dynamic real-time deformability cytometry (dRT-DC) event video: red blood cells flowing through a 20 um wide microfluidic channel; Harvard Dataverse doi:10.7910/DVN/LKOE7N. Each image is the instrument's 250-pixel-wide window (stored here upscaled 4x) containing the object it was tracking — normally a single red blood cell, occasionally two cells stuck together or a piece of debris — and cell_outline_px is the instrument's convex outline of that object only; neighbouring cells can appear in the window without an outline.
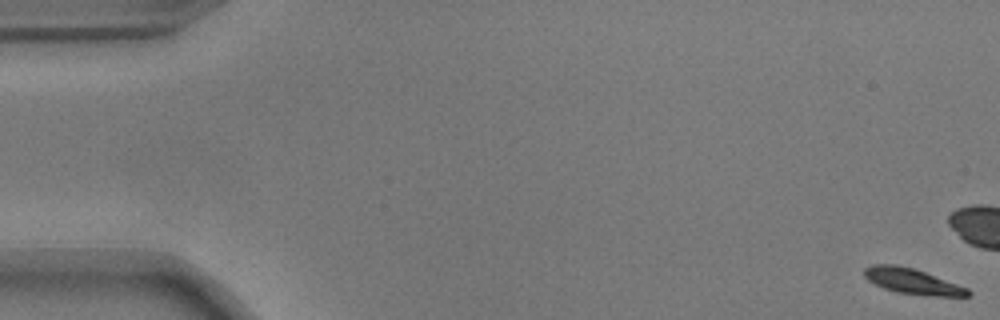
{"species": "common noctule bat (a hibernating species)", "species_latin": "Nyctalus noctula", "temperature_condition": "warm", "stored_images_in_passage": 55, "camera_frame_rate_fps": 3000, "um_per_image_px": 0.085, "animal": {"sex": "male", "body_mass_g": 17.9}, "frame": {"image": 1, "passage_image": 1, "time_ms": 0.0, "image_size_px": [1000, 320], "cell_outline_px": [[972, 292], [968, 296], [932, 296], [896, 292], [884, 288], [868, 280], [864, 276], [864, 268], [872, 264], [896, 264], [912, 268], [924, 272], [968, 288]], "centroid_in_image_um": [77.54, 23.91], "position_along_channel_um": 7.5, "area_um2": 15.26}}
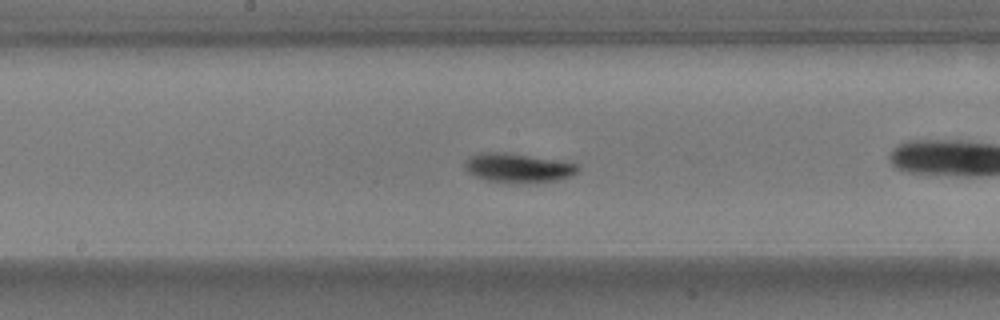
{"frame": {"image": 2, "passage_image": 29, "time_ms": 9.333, "image_size_px": [1000, 320], "cell_outline_px": [[580, 168], [572, 176], [556, 180], [488, 180], [476, 176], [468, 172], [464, 168], [464, 160], [468, 156], [480, 152], [508, 152], [576, 164]], "centroid_in_image_um": [43.95, 14.21], "position_along_channel_um": 204.3, "area_um2": 18.26}}
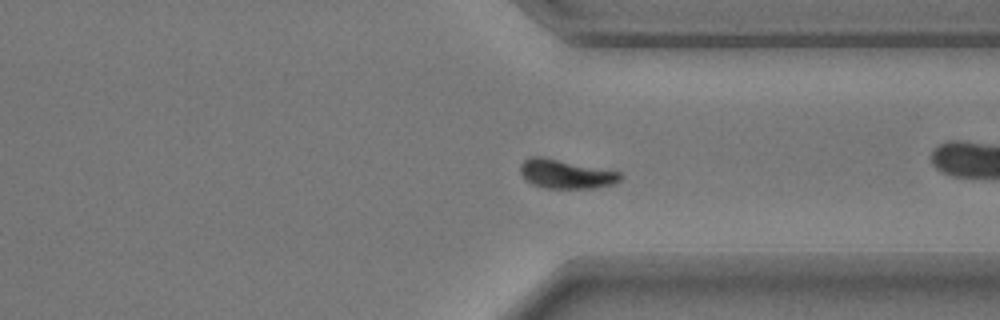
{"frame": {"image": 3, "passage_image": 42, "time_ms": 13.667, "image_size_px": [1000, 320], "cell_outline_px": [[624, 176], [620, 180], [612, 184], [592, 188], [544, 188], [532, 184], [524, 180], [520, 172], [520, 164], [524, 160], [532, 156], [540, 156], [620, 172]], "centroid_in_image_um": [48.06, 14.79], "position_along_channel_um": 363.3, "area_um2": 16.82}}